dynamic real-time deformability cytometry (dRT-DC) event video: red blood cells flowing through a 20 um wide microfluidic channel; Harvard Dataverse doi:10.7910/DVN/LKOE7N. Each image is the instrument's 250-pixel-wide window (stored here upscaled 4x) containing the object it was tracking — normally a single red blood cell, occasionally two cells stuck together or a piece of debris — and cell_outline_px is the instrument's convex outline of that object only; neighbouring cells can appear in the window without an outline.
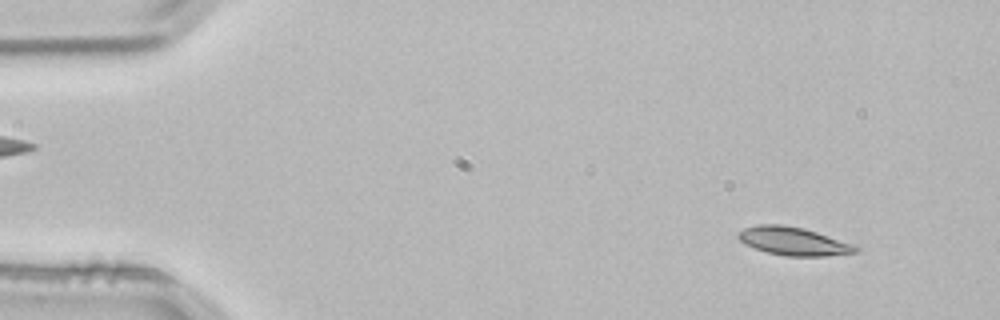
{"species": "common noctule bat (a hibernating species)", "species_latin": "Nyctalus noctula", "temperature_condition": "room temperature", "stored_images_in_passage": 4, "segment_of_instrument_passage": [2, 2], "camera_frame_rate_fps": 3000, "um_per_image_px": 0.085, "animal": {"sex": "male", "body_mass_g": 21.5, "forearm_length_mm": 52.0}, "frame": {"image": 1, "passage_image": 4, "time_ms": 1.0, "image_size_px": [1000, 320], "cell_outline_px": [[860, 248], [856, 252], [824, 256], [784, 256], [768, 252], [744, 244], [736, 236], [736, 232], [744, 228], [760, 224], [784, 224], [804, 228], [856, 244]], "centroid_in_image_um": [67.44, 20.49], "position_along_channel_um": 17.6, "area_um2": 19.48}}